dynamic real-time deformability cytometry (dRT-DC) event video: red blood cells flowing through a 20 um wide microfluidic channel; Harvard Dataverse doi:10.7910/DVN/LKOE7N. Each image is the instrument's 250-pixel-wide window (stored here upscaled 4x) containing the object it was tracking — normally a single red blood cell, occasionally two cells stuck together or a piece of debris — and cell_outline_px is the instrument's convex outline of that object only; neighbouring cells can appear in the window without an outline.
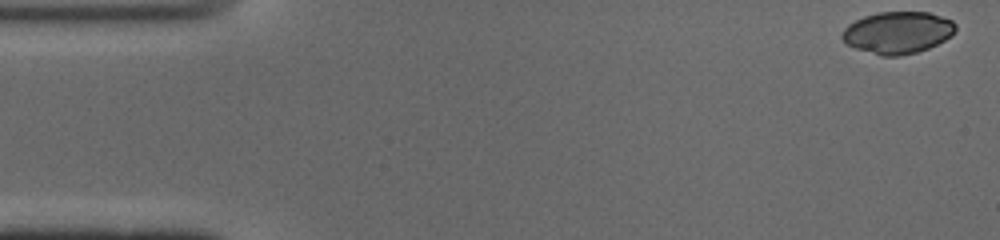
{"species": "common noctule bat (a hibernating species)", "species_latin": "Nyctalus noctula", "temperature_condition": "cold", "stored_images_in_passage": 50, "camera_frame_rate_fps": 3000, "um_per_image_px": 0.085, "animal": {"sex": "male", "body_mass_g": 19.0, "forearm_length_mm": 50.8}, "frame": {"image": 1, "passage_image": 1, "time_ms": 0.0, "image_size_px": [1000, 240], "cell_outline_px": [[956, 28], [952, 36], [928, 48], [916, 52], [900, 56], [880, 56], [856, 48], [848, 44], [840, 36], [844, 28], [848, 24], [864, 16], [880, 12], [928, 12], [952, 20], [956, 24]], "centroid_in_image_um": [76.31, 2.77], "position_along_channel_um": 8.7, "area_um2": 27.69}}
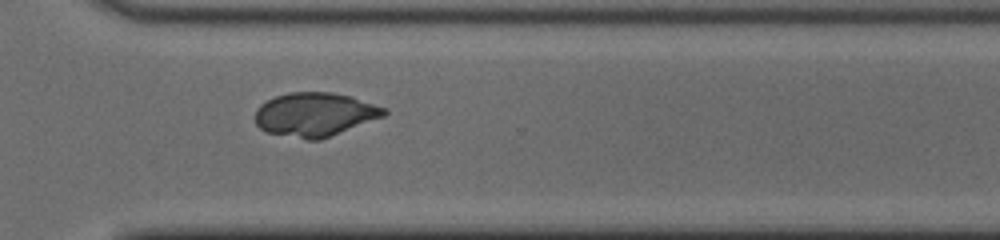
{"frame": {"image": 2, "passage_image": 36, "time_ms": 11.667, "image_size_px": [1000, 240], "cell_outline_px": [[388, 112], [384, 116], [320, 140], [308, 140], [268, 132], [260, 128], [256, 124], [256, 108], [260, 104], [276, 96], [288, 92], [332, 92], [352, 96], [388, 108]], "centroid_in_image_um": [26.79, 9.72], "position_along_channel_um": 343.8, "area_um2": 32.95}}
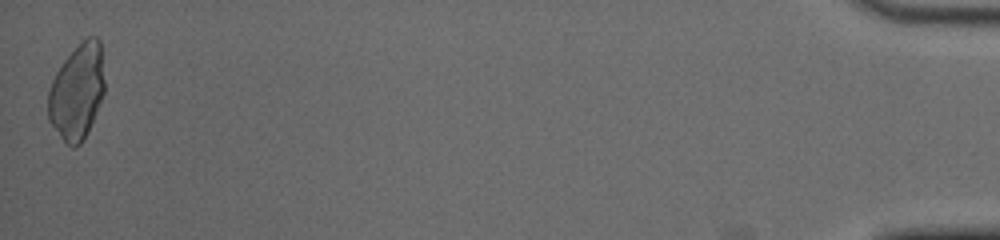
{"frame": {"image": 3, "passage_image": 50, "time_ms": 16.333, "image_size_px": [1000, 240], "cell_outline_px": [[104, 92], [92, 120], [80, 144], [72, 148], [60, 136], [48, 120], [48, 92], [52, 80], [56, 72], [64, 60], [88, 36], [96, 36], [100, 40], [104, 80]], "centroid_in_image_um": [6.53, 7.78], "position_along_channel_um": 428.7, "area_um2": 30.75}}